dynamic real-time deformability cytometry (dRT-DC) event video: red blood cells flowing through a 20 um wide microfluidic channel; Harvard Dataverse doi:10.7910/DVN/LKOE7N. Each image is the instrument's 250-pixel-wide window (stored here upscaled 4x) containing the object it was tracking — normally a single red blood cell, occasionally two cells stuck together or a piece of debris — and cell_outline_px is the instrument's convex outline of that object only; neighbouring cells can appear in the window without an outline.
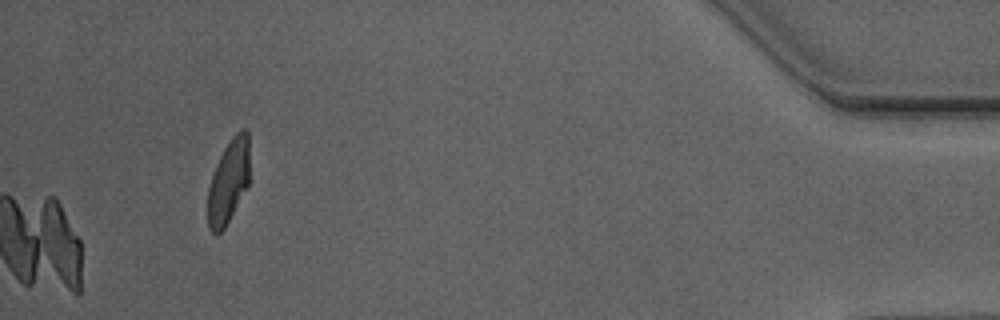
{"species": "Egyptian fruit bat (a non-hibernating species)", "species_latin": "Rousettus aegyptiacus", "temperature_condition": "warm", "stored_images_in_passage": 51, "camera_frame_rate_fps": 3000, "um_per_image_px": 0.085, "animal": {"sex": "male"}, "frame": {"image": 1, "passage_image": 51, "time_ms": 16.667, "image_size_px": [1000, 320], "cell_outline_px": [[248, 184], [224, 228], [216, 236], [208, 228], [208, 188], [216, 164], [224, 148], [232, 136], [240, 128], [244, 128], [248, 132]], "centroid_in_image_um": [19.4, 15.41], "position_along_channel_um": 415.8, "area_um2": 20.06}}